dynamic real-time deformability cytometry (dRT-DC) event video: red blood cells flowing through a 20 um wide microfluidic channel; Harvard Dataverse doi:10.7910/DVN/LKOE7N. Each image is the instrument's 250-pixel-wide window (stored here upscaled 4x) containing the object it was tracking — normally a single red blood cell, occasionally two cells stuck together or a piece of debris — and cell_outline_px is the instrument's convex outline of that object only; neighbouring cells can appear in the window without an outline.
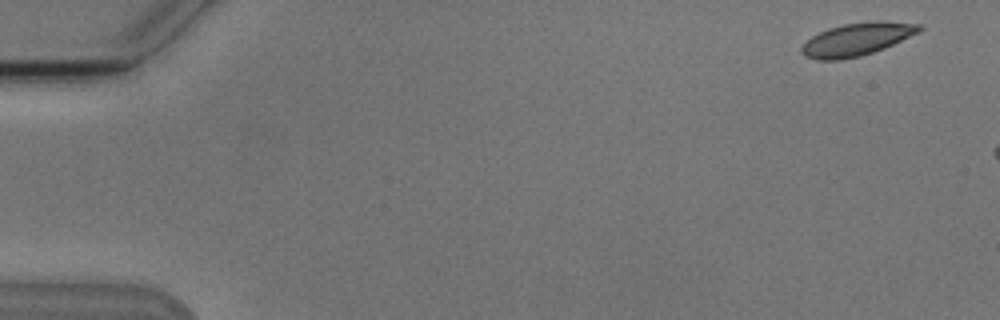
{"species": "Egyptian fruit bat (a non-hibernating species)", "species_latin": "Rousettus aegyptiacus", "temperature_condition": "cold", "stored_images_in_passage": 4, "camera_frame_rate_fps": 3000, "um_per_image_px": 0.085, "animal": {"sex": "male"}, "frame": {"image": 1, "passage_image": 1, "time_ms": 0.0, "image_size_px": [1000, 320], "cell_outline_px": [[924, 28], [920, 32], [884, 48], [860, 56], [840, 60], [816, 60], [804, 56], [800, 52], [800, 48], [812, 36], [828, 28], [844, 24], [876, 20], [924, 24]], "centroid_in_image_um": [72.86, 3.33], "position_along_channel_um": 12.1, "area_um2": 22.6}}